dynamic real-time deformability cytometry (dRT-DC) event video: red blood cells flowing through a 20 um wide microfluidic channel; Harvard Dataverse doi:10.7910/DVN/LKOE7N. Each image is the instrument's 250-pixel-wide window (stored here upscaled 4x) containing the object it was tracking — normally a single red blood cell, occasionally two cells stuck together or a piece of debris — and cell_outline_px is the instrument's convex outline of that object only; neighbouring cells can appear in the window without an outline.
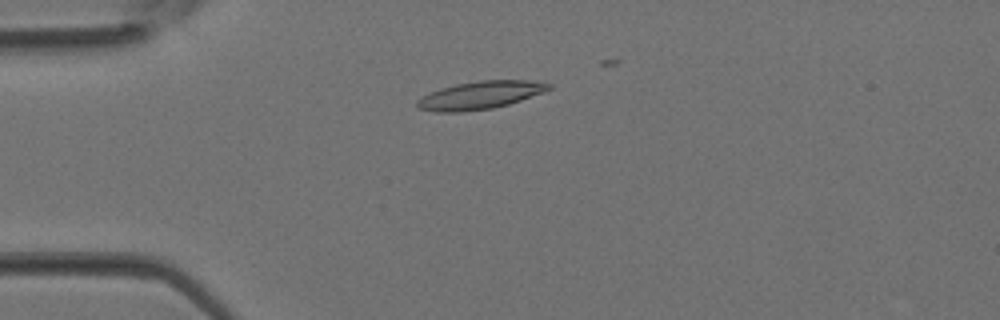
{"species": "Egyptian fruit bat (a non-hibernating species)", "species_latin": "Rousettus aegyptiacus", "temperature_condition": "room temperature", "stored_images_in_passage": 1, "camera_frame_rate_fps": 3000, "um_per_image_px": 0.085, "animal": {"sex": "female"}, "frame": {"image": 1, "passage_image": 1, "time_ms": 0.0, "image_size_px": [1000, 320], "cell_outline_px": [[552, 88], [544, 92], [508, 104], [492, 108], [460, 112], [436, 112], [420, 108], [416, 104], [416, 100], [440, 88], [456, 84], [480, 80], [528, 80], [552, 84]], "centroid_in_image_um": [40.83, 8.08], "position_along_channel_um": 44.2, "area_um2": 21.15}}